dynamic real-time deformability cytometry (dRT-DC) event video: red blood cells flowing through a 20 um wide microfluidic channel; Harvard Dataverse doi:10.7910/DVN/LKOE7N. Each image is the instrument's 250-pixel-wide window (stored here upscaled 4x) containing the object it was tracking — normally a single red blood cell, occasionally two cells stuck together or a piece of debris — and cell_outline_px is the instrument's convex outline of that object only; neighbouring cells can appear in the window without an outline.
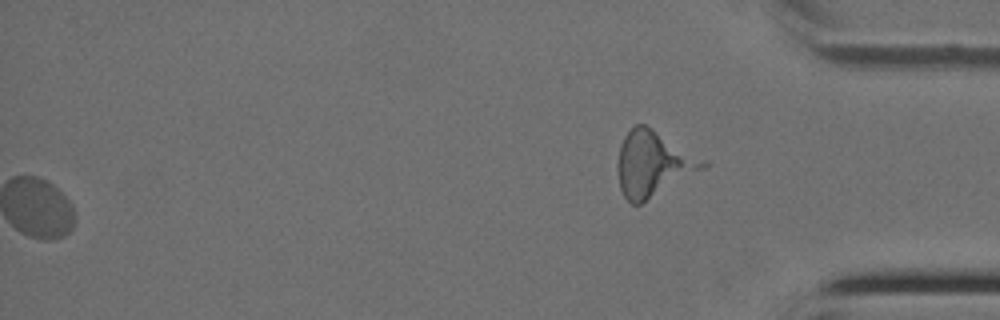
{"species": "Egyptian fruit bat (a non-hibernating species)", "species_latin": "Rousettus aegyptiacus", "temperature_condition": "cold", "stored_images_in_passage": 35, "segment_of_instrument_passage": [2, 2], "camera_frame_rate_fps": 3000, "um_per_image_px": 0.085, "animal": {"sex": "female"}, "frame": {"image": 1, "passage_image": 35, "time_ms": 11.333, "image_size_px": [1000, 320], "cell_outline_px": [[712, 164], [640, 204], [632, 204], [624, 196], [620, 188], [616, 168], [616, 164], [620, 144], [624, 136], [636, 124], [644, 124], [652, 128]], "centroid_in_image_um": [55.49, 13.93], "position_along_channel_um": 379.7, "area_um2": 32.25}}